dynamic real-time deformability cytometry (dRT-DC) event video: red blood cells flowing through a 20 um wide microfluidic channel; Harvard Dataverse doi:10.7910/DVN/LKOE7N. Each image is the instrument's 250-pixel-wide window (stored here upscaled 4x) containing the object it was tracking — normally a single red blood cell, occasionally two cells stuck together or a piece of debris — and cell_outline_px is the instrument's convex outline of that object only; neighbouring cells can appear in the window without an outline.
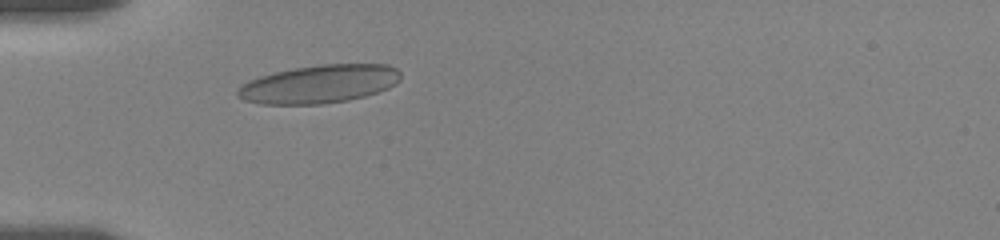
{"species": "human", "species_latin": "Homo sapiens", "temperature_condition": "room temperature", "stored_images_in_passage": 6, "camera_frame_rate_fps": 3000, "um_per_image_px": 0.085, "donor": {"sex": "female"}, "frame": {"image": 1, "passage_image": 4, "time_ms": 2.333, "image_size_px": [1000, 240], "cell_outline_px": [[400, 80], [396, 84], [388, 88], [364, 96], [348, 100], [324, 104], [260, 104], [244, 100], [236, 96], [236, 92], [248, 80], [260, 76], [276, 72], [296, 68], [324, 64], [388, 64], [396, 68], [400, 72]], "centroid_in_image_um": [27.15, 7.15], "position_along_channel_um": 57.9, "area_um2": 36.18}}
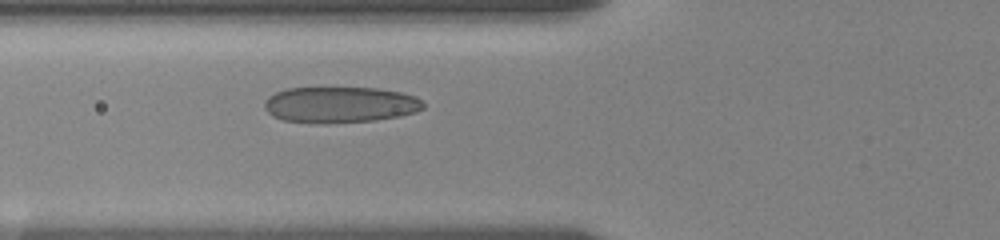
{"frame": {"image": 2, "passage_image": 6, "time_ms": 3.667, "image_size_px": [1000, 240], "cell_outline_px": [[424, 108], [416, 112], [400, 116], [376, 120], [324, 124], [284, 120], [272, 116], [264, 108], [264, 100], [268, 96], [276, 92], [288, 88], [376, 88], [400, 92], [416, 96], [424, 104]], "centroid_in_image_um": [28.9, 8.91], "position_along_channel_um": 96.9, "area_um2": 33.52}}